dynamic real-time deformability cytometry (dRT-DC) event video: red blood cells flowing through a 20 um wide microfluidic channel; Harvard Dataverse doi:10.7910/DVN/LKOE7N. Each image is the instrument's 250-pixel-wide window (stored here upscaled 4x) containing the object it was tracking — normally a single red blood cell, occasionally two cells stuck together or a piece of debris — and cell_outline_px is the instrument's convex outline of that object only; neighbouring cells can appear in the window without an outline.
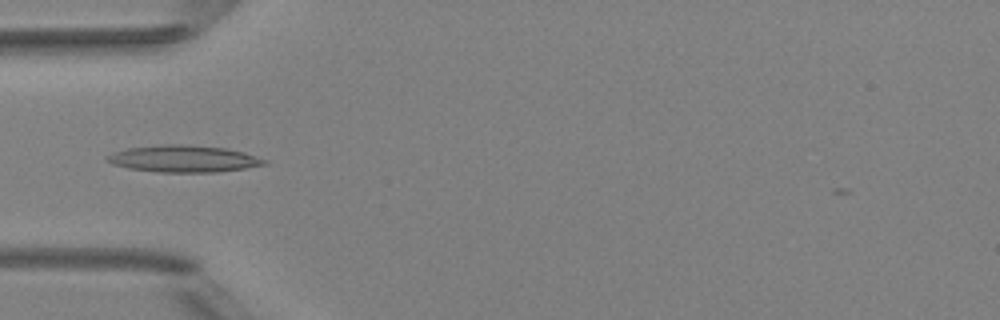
{"species": "Egyptian fruit bat (a non-hibernating species)", "species_latin": "Rousettus aegyptiacus", "temperature_condition": "room temperature", "stored_images_in_passage": 4, "camera_frame_rate_fps": 3000, "um_per_image_px": 0.085, "animal": {"sex": "female"}, "frame": {"image": 1, "passage_image": 4, "time_ms": 3.333, "image_size_px": [1000, 320], "cell_outline_px": [[268, 164], [244, 168], [216, 172], [160, 172], [128, 168], [112, 164], [104, 156], [112, 152], [128, 148], [168, 144], [184, 144], [228, 148], [244, 152], [268, 160]], "centroid_in_image_um": [15.62, 13.49], "position_along_channel_um": 69.4, "area_um2": 24.62}}